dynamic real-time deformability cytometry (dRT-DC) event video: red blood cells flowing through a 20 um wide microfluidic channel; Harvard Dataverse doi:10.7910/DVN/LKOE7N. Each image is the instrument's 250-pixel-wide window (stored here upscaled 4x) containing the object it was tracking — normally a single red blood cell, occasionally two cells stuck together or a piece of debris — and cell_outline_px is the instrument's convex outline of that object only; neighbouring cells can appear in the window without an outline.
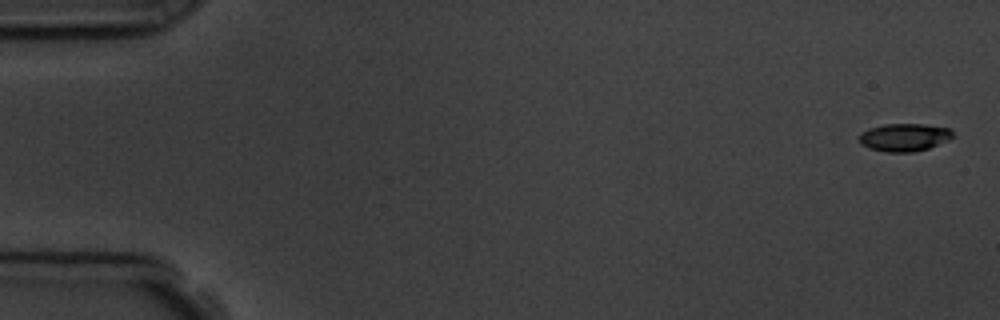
{"species": "common noctule bat (a hibernating species)", "species_latin": "Nyctalus noctula", "temperature_condition": "room temperature", "stored_images_in_passage": 6, "camera_frame_rate_fps": 3000, "um_per_image_px": 0.085, "animal": {"sex": "male", "body_mass_g": 19.5, "forearm_length_mm": 54.6}, "frame": {"image": 1, "passage_image": 1, "time_ms": 0.0, "image_size_px": [1000, 320], "cell_outline_px": [[952, 136], [948, 140], [928, 148], [912, 152], [884, 152], [868, 148], [860, 144], [860, 132], [868, 128], [884, 124], [924, 124], [948, 128], [952, 132]], "centroid_in_image_um": [76.81, 11.67], "position_along_channel_um": 8.2, "area_um2": 15.14}}
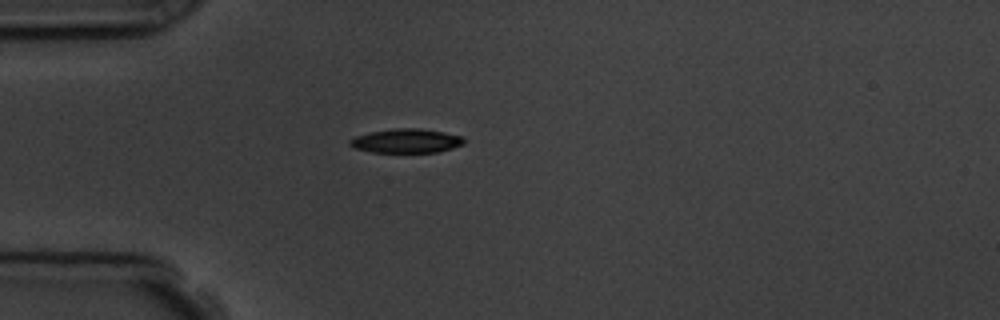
{"frame": {"image": 2, "passage_image": 5, "time_ms": 4.667, "image_size_px": [1000, 320], "cell_outline_px": [[464, 144], [452, 148], [436, 152], [372, 152], [356, 148], [348, 144], [348, 140], [356, 136], [368, 132], [392, 128], [420, 128], [444, 132], [460, 136], [464, 140]], "centroid_in_image_um": [34.5, 11.96], "position_along_channel_um": 50.5, "area_um2": 16.01}}